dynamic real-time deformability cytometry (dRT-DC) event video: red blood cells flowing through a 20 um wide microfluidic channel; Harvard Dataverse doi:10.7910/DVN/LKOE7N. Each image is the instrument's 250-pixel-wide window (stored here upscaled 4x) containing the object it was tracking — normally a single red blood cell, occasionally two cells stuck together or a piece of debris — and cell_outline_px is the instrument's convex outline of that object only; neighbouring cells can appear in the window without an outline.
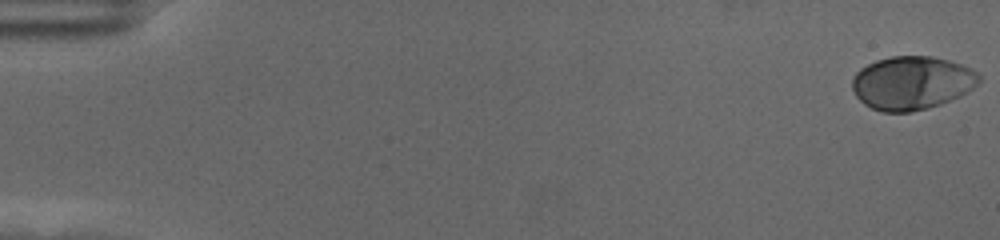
{"species": "human", "species_latin": "Homo sapiens", "temperature_condition": "cold", "stored_images_in_passage": 59, "camera_frame_rate_fps": 3000, "um_per_image_px": 0.085, "donor": {"sex": "female"}, "frame": {"image": 1, "passage_image": 1, "time_ms": 0.0, "image_size_px": [1000, 240], "cell_outline_px": [[980, 80], [972, 88], [960, 96], [940, 104], [928, 108], [908, 112], [884, 112], [872, 108], [864, 104], [856, 96], [852, 88], [852, 80], [856, 72], [860, 68], [876, 60], [892, 56], [928, 56], [948, 60], [972, 68], [980, 76]], "centroid_in_image_um": [77.49, 7.04], "position_along_channel_um": 7.5, "area_um2": 39.36}}
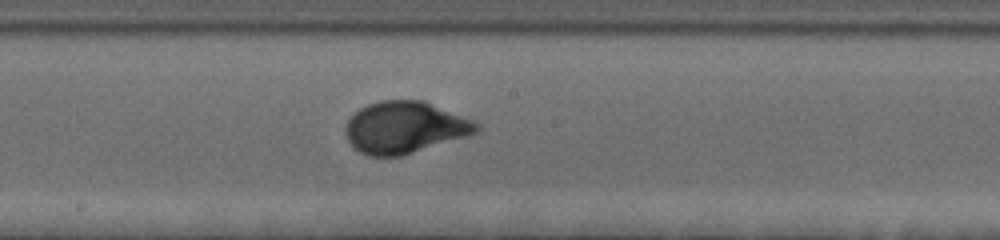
{"frame": {"image": 2, "passage_image": 33, "time_ms": 10.667, "image_size_px": [1000, 240], "cell_outline_px": [[480, 128], [476, 132], [468, 136], [400, 156], [368, 156], [360, 152], [348, 140], [348, 120], [360, 108], [368, 104], [380, 100], [424, 100], [472, 120], [480, 124]], "centroid_in_image_um": [34.44, 10.82], "position_along_channel_um": 213.8, "area_um2": 39.02}}
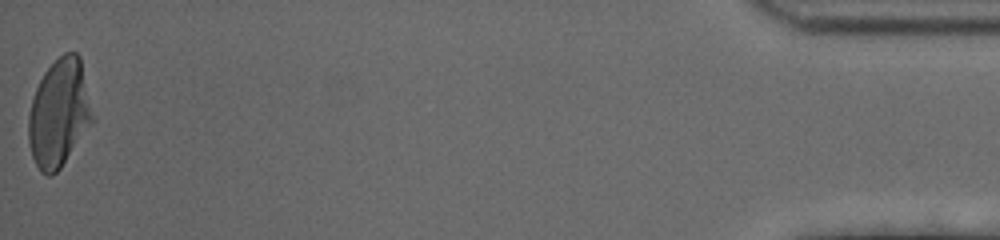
{"frame": {"image": 3, "passage_image": 59, "time_ms": 19.333, "image_size_px": [1000, 240], "cell_outline_px": [[92, 124], [60, 168], [52, 176], [48, 176], [40, 172], [32, 156], [28, 144], [28, 116], [32, 100], [36, 88], [44, 72], [64, 52], [76, 52], [80, 56], [92, 116]], "centroid_in_image_um": [4.99, 9.65], "position_along_channel_um": 430.2, "area_um2": 39.71}, "authors_computed_cell_mechanics": {"area_um2": 38.2058, "velocity_mm_per_s": 3.495, "shape_relaxation_time_tau1_ms": 3.1111, "shape_relaxation_time_tau2_ms": null, "deformation_change_tau1": 0.1763, "deformation_change_tau2": null}}